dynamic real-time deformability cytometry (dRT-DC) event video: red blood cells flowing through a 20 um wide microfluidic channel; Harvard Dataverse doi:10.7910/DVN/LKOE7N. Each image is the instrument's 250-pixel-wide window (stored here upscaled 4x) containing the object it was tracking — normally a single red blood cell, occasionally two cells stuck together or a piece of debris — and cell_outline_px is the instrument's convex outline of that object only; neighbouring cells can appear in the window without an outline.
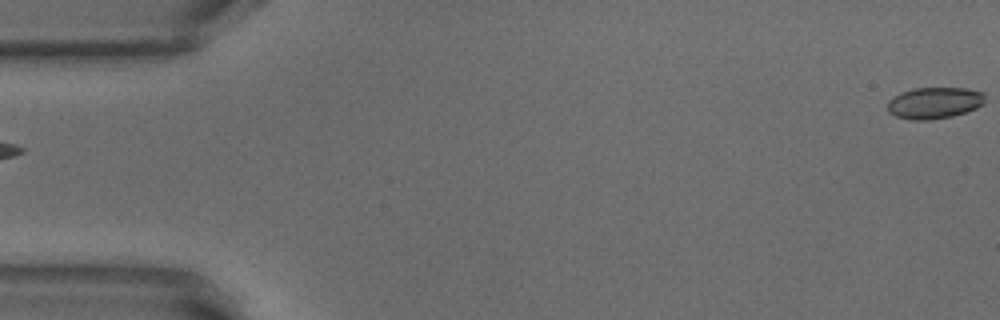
{"species": "common noctule bat (a hibernating species)", "species_latin": "Nyctalus noctula", "temperature_condition": "warm", "stored_images_in_passage": 53, "camera_frame_rate_fps": 3000, "um_per_image_px": 0.085, "animal": {"sex": "male", "body_mass_g": 18.8}, "frame": {"image": 1, "passage_image": 1, "time_ms": 0.0, "image_size_px": [1000, 320], "cell_outline_px": [[984, 104], [976, 108], [952, 116], [928, 120], [912, 120], [896, 116], [888, 112], [888, 100], [892, 96], [900, 92], [916, 88], [964, 88], [984, 92]], "centroid_in_image_um": [79.4, 8.74], "position_along_channel_um": 5.6, "area_um2": 17.92}}
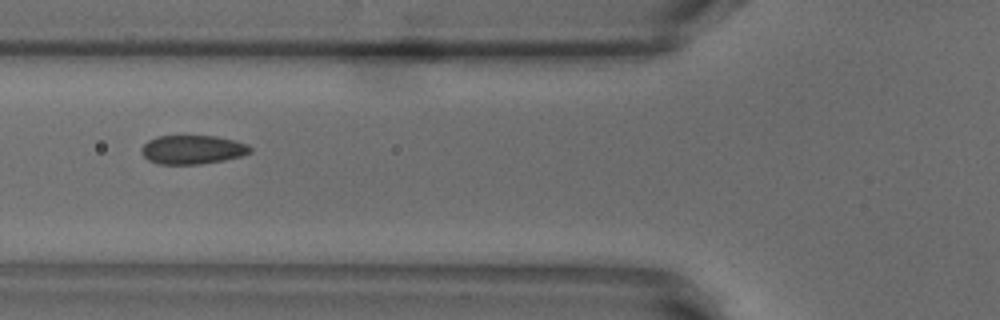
{"frame": {"image": 2, "passage_image": 20, "time_ms": 6.333, "image_size_px": [1000, 320], "cell_outline_px": [[252, 152], [240, 156], [224, 160], [200, 164], [160, 164], [148, 160], [140, 152], [140, 148], [148, 140], [156, 136], [216, 136], [236, 140], [248, 144], [252, 148]], "centroid_in_image_um": [16.36, 12.71], "position_along_channel_um": 109.4, "area_um2": 18.44}}
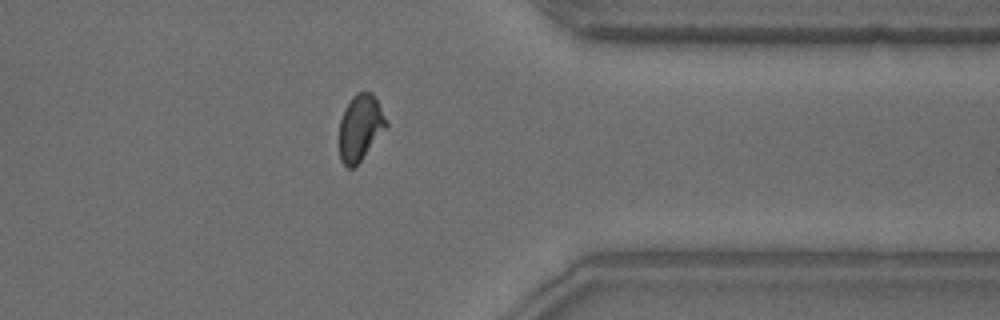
{"frame": {"image": 3, "passage_image": 42, "time_ms": 13.667, "image_size_px": [1000, 320], "cell_outline_px": [[388, 128], [360, 160], [352, 168], [348, 168], [340, 160], [340, 120], [344, 108], [352, 96], [356, 92], [372, 92], [376, 96], [388, 120]], "centroid_in_image_um": [30.66, 10.8], "position_along_channel_um": 380.7, "area_um2": 18.32}, "authors_computed_cell_mechanics": {"area_um2": 18.3804, "velocity_mm_per_s": 3.8402, "shape_relaxation_time_tau1_ms": 5.9256, "shape_relaxation_time_tau2_ms": 0.8513, "deformation_change_tau1": 0.1424, "deformation_change_tau2": 0.0593}}